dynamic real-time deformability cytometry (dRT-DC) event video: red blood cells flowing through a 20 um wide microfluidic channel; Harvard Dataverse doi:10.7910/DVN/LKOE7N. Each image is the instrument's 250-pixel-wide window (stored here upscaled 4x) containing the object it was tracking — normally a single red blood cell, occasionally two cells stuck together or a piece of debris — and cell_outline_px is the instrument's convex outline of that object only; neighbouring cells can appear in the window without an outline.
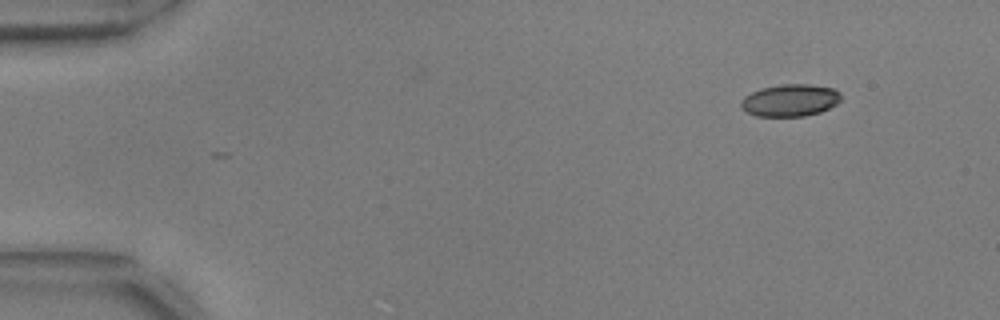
{"species": "common noctule bat (a hibernating species)", "species_latin": "Nyctalus noctula", "temperature_condition": "warm", "stored_images_in_passage": 12, "camera_frame_rate_fps": 3000, "um_per_image_px": 0.085, "animal": {"sex": "male", "body_mass_g": 17.9, "forearm_length_mm": 54.2}, "frame": {"image": 1, "passage_image": 1, "time_ms": 0.0, "image_size_px": [1000, 320], "cell_outline_px": [[840, 100], [836, 104], [820, 112], [804, 116], [756, 116], [740, 108], [740, 100], [744, 96], [760, 88], [780, 84], [808, 84], [832, 88], [840, 92]], "centroid_in_image_um": [67.12, 8.52], "position_along_channel_um": 17.9, "area_um2": 18.79}}